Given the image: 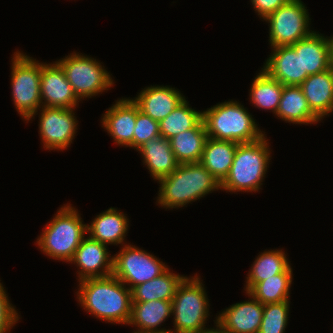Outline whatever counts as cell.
I'll return each mask as SVG.
<instances>
[{
  "label": "cell",
  "mask_w": 333,
  "mask_h": 333,
  "mask_svg": "<svg viewBox=\"0 0 333 333\" xmlns=\"http://www.w3.org/2000/svg\"><path fill=\"white\" fill-rule=\"evenodd\" d=\"M79 303L100 320L128 324L132 309L131 290L117 277L86 278L79 281Z\"/></svg>",
  "instance_id": "6da1fadb"
},
{
  "label": "cell",
  "mask_w": 333,
  "mask_h": 333,
  "mask_svg": "<svg viewBox=\"0 0 333 333\" xmlns=\"http://www.w3.org/2000/svg\"><path fill=\"white\" fill-rule=\"evenodd\" d=\"M160 183L157 202L164 208H178L220 189V183L199 163H182Z\"/></svg>",
  "instance_id": "7a4b0ae2"
},
{
  "label": "cell",
  "mask_w": 333,
  "mask_h": 333,
  "mask_svg": "<svg viewBox=\"0 0 333 333\" xmlns=\"http://www.w3.org/2000/svg\"><path fill=\"white\" fill-rule=\"evenodd\" d=\"M264 135L257 141L239 143L233 163L220 190L226 192L259 191L270 162V148Z\"/></svg>",
  "instance_id": "3957f363"
},
{
  "label": "cell",
  "mask_w": 333,
  "mask_h": 333,
  "mask_svg": "<svg viewBox=\"0 0 333 333\" xmlns=\"http://www.w3.org/2000/svg\"><path fill=\"white\" fill-rule=\"evenodd\" d=\"M203 122L208 137L216 140L248 143L265 135L246 108L233 100L203 111Z\"/></svg>",
  "instance_id": "277c9868"
},
{
  "label": "cell",
  "mask_w": 333,
  "mask_h": 333,
  "mask_svg": "<svg viewBox=\"0 0 333 333\" xmlns=\"http://www.w3.org/2000/svg\"><path fill=\"white\" fill-rule=\"evenodd\" d=\"M70 204L64 205L46 225L36 244L47 256L69 262L87 234V225Z\"/></svg>",
  "instance_id": "5b68a950"
},
{
  "label": "cell",
  "mask_w": 333,
  "mask_h": 333,
  "mask_svg": "<svg viewBox=\"0 0 333 333\" xmlns=\"http://www.w3.org/2000/svg\"><path fill=\"white\" fill-rule=\"evenodd\" d=\"M209 300L197 274L185 277L172 299L174 332L198 333L205 330L209 314Z\"/></svg>",
  "instance_id": "8992f818"
},
{
  "label": "cell",
  "mask_w": 333,
  "mask_h": 333,
  "mask_svg": "<svg viewBox=\"0 0 333 333\" xmlns=\"http://www.w3.org/2000/svg\"><path fill=\"white\" fill-rule=\"evenodd\" d=\"M16 51L12 58L11 87L14 106L27 122L42 107L40 80L42 63Z\"/></svg>",
  "instance_id": "52a82bcc"
},
{
  "label": "cell",
  "mask_w": 333,
  "mask_h": 333,
  "mask_svg": "<svg viewBox=\"0 0 333 333\" xmlns=\"http://www.w3.org/2000/svg\"><path fill=\"white\" fill-rule=\"evenodd\" d=\"M65 71L68 82L80 100L91 98L113 86V79L96 59L72 53L57 61Z\"/></svg>",
  "instance_id": "ba28073f"
},
{
  "label": "cell",
  "mask_w": 333,
  "mask_h": 333,
  "mask_svg": "<svg viewBox=\"0 0 333 333\" xmlns=\"http://www.w3.org/2000/svg\"><path fill=\"white\" fill-rule=\"evenodd\" d=\"M309 14L301 0H289L264 21L269 23V42L272 48L290 46L314 31L309 29Z\"/></svg>",
  "instance_id": "9c48e42d"
},
{
  "label": "cell",
  "mask_w": 333,
  "mask_h": 333,
  "mask_svg": "<svg viewBox=\"0 0 333 333\" xmlns=\"http://www.w3.org/2000/svg\"><path fill=\"white\" fill-rule=\"evenodd\" d=\"M156 256L133 245H126L113 256L112 275L132 290L135 286L150 281L164 273L168 267Z\"/></svg>",
  "instance_id": "30bf717a"
},
{
  "label": "cell",
  "mask_w": 333,
  "mask_h": 333,
  "mask_svg": "<svg viewBox=\"0 0 333 333\" xmlns=\"http://www.w3.org/2000/svg\"><path fill=\"white\" fill-rule=\"evenodd\" d=\"M39 132L44 148L64 150L71 145L77 130L75 108L41 107Z\"/></svg>",
  "instance_id": "8fae6325"
},
{
  "label": "cell",
  "mask_w": 333,
  "mask_h": 333,
  "mask_svg": "<svg viewBox=\"0 0 333 333\" xmlns=\"http://www.w3.org/2000/svg\"><path fill=\"white\" fill-rule=\"evenodd\" d=\"M40 93L42 106L45 107L76 108L81 101L57 61L53 64L42 63Z\"/></svg>",
  "instance_id": "7c38bea8"
},
{
  "label": "cell",
  "mask_w": 333,
  "mask_h": 333,
  "mask_svg": "<svg viewBox=\"0 0 333 333\" xmlns=\"http://www.w3.org/2000/svg\"><path fill=\"white\" fill-rule=\"evenodd\" d=\"M76 264L79 281L86 278L107 277L113 272V257L107 245L97 240L84 238L69 263Z\"/></svg>",
  "instance_id": "4fadbf2b"
},
{
  "label": "cell",
  "mask_w": 333,
  "mask_h": 333,
  "mask_svg": "<svg viewBox=\"0 0 333 333\" xmlns=\"http://www.w3.org/2000/svg\"><path fill=\"white\" fill-rule=\"evenodd\" d=\"M251 299L235 303L219 313L216 318L226 333H258L264 311V305L255 299L248 292Z\"/></svg>",
  "instance_id": "5bb4252c"
},
{
  "label": "cell",
  "mask_w": 333,
  "mask_h": 333,
  "mask_svg": "<svg viewBox=\"0 0 333 333\" xmlns=\"http://www.w3.org/2000/svg\"><path fill=\"white\" fill-rule=\"evenodd\" d=\"M294 50H301L302 82L309 75L319 74L331 68L332 37L311 33L290 45Z\"/></svg>",
  "instance_id": "9a60e30c"
},
{
  "label": "cell",
  "mask_w": 333,
  "mask_h": 333,
  "mask_svg": "<svg viewBox=\"0 0 333 333\" xmlns=\"http://www.w3.org/2000/svg\"><path fill=\"white\" fill-rule=\"evenodd\" d=\"M137 118V105L132 99L117 100L103 115L102 127L121 146L133 148V134Z\"/></svg>",
  "instance_id": "2e32d148"
},
{
  "label": "cell",
  "mask_w": 333,
  "mask_h": 333,
  "mask_svg": "<svg viewBox=\"0 0 333 333\" xmlns=\"http://www.w3.org/2000/svg\"><path fill=\"white\" fill-rule=\"evenodd\" d=\"M182 95L169 86H150L140 91L132 101L142 113L160 122L185 100Z\"/></svg>",
  "instance_id": "e0dca14e"
},
{
  "label": "cell",
  "mask_w": 333,
  "mask_h": 333,
  "mask_svg": "<svg viewBox=\"0 0 333 333\" xmlns=\"http://www.w3.org/2000/svg\"><path fill=\"white\" fill-rule=\"evenodd\" d=\"M265 62L263 70L284 86H300L302 83L301 50L291 46H277Z\"/></svg>",
  "instance_id": "ac0fdd59"
},
{
  "label": "cell",
  "mask_w": 333,
  "mask_h": 333,
  "mask_svg": "<svg viewBox=\"0 0 333 333\" xmlns=\"http://www.w3.org/2000/svg\"><path fill=\"white\" fill-rule=\"evenodd\" d=\"M300 87L311 111L321 120L333 112V69L309 75Z\"/></svg>",
  "instance_id": "d6986e66"
},
{
  "label": "cell",
  "mask_w": 333,
  "mask_h": 333,
  "mask_svg": "<svg viewBox=\"0 0 333 333\" xmlns=\"http://www.w3.org/2000/svg\"><path fill=\"white\" fill-rule=\"evenodd\" d=\"M143 157L152 178L159 180L170 175L178 166L168 139L158 136L145 142L137 149Z\"/></svg>",
  "instance_id": "ffe728a7"
},
{
  "label": "cell",
  "mask_w": 333,
  "mask_h": 333,
  "mask_svg": "<svg viewBox=\"0 0 333 333\" xmlns=\"http://www.w3.org/2000/svg\"><path fill=\"white\" fill-rule=\"evenodd\" d=\"M129 219L125 214L117 211L116 208L110 207L105 212L100 213L87 225L89 237L99 241L102 244H122L125 240V234L128 231Z\"/></svg>",
  "instance_id": "44dd1931"
},
{
  "label": "cell",
  "mask_w": 333,
  "mask_h": 333,
  "mask_svg": "<svg viewBox=\"0 0 333 333\" xmlns=\"http://www.w3.org/2000/svg\"><path fill=\"white\" fill-rule=\"evenodd\" d=\"M171 315L172 301L153 300L147 302H132L131 316L128 325L138 327L137 332L171 333V329L157 328Z\"/></svg>",
  "instance_id": "7402d4cb"
},
{
  "label": "cell",
  "mask_w": 333,
  "mask_h": 333,
  "mask_svg": "<svg viewBox=\"0 0 333 333\" xmlns=\"http://www.w3.org/2000/svg\"><path fill=\"white\" fill-rule=\"evenodd\" d=\"M239 143L207 138L200 163L221 184L227 177Z\"/></svg>",
  "instance_id": "603a6c76"
},
{
  "label": "cell",
  "mask_w": 333,
  "mask_h": 333,
  "mask_svg": "<svg viewBox=\"0 0 333 333\" xmlns=\"http://www.w3.org/2000/svg\"><path fill=\"white\" fill-rule=\"evenodd\" d=\"M276 116L294 124H315L321 121L311 111L300 86H284Z\"/></svg>",
  "instance_id": "cb8c5ba5"
},
{
  "label": "cell",
  "mask_w": 333,
  "mask_h": 333,
  "mask_svg": "<svg viewBox=\"0 0 333 333\" xmlns=\"http://www.w3.org/2000/svg\"><path fill=\"white\" fill-rule=\"evenodd\" d=\"M207 138L208 135L202 119L194 128L180 132L169 139V142L180 164L199 163Z\"/></svg>",
  "instance_id": "d4e9b609"
},
{
  "label": "cell",
  "mask_w": 333,
  "mask_h": 333,
  "mask_svg": "<svg viewBox=\"0 0 333 333\" xmlns=\"http://www.w3.org/2000/svg\"><path fill=\"white\" fill-rule=\"evenodd\" d=\"M185 277L171 272L168 268L160 276L135 286L131 290L132 302L172 301L179 284Z\"/></svg>",
  "instance_id": "484cf974"
},
{
  "label": "cell",
  "mask_w": 333,
  "mask_h": 333,
  "mask_svg": "<svg viewBox=\"0 0 333 333\" xmlns=\"http://www.w3.org/2000/svg\"><path fill=\"white\" fill-rule=\"evenodd\" d=\"M291 265L283 272L271 276L259 283H246L245 291L263 305L289 300L292 284Z\"/></svg>",
  "instance_id": "4316f807"
},
{
  "label": "cell",
  "mask_w": 333,
  "mask_h": 333,
  "mask_svg": "<svg viewBox=\"0 0 333 333\" xmlns=\"http://www.w3.org/2000/svg\"><path fill=\"white\" fill-rule=\"evenodd\" d=\"M284 85L269 76L263 69L254 78L250 88V102L257 108L277 112Z\"/></svg>",
  "instance_id": "83f0119b"
},
{
  "label": "cell",
  "mask_w": 333,
  "mask_h": 333,
  "mask_svg": "<svg viewBox=\"0 0 333 333\" xmlns=\"http://www.w3.org/2000/svg\"><path fill=\"white\" fill-rule=\"evenodd\" d=\"M203 119V112L189 107L185 99L166 118L159 122L160 136L171 139L180 132L194 128Z\"/></svg>",
  "instance_id": "f1b7e54d"
},
{
  "label": "cell",
  "mask_w": 333,
  "mask_h": 333,
  "mask_svg": "<svg viewBox=\"0 0 333 333\" xmlns=\"http://www.w3.org/2000/svg\"><path fill=\"white\" fill-rule=\"evenodd\" d=\"M288 258L282 250H268L255 259L246 283H259L273 275L283 273L289 266Z\"/></svg>",
  "instance_id": "f546056e"
},
{
  "label": "cell",
  "mask_w": 333,
  "mask_h": 333,
  "mask_svg": "<svg viewBox=\"0 0 333 333\" xmlns=\"http://www.w3.org/2000/svg\"><path fill=\"white\" fill-rule=\"evenodd\" d=\"M290 300L264 305L258 333H284L289 320Z\"/></svg>",
  "instance_id": "4dcf8cb0"
},
{
  "label": "cell",
  "mask_w": 333,
  "mask_h": 333,
  "mask_svg": "<svg viewBox=\"0 0 333 333\" xmlns=\"http://www.w3.org/2000/svg\"><path fill=\"white\" fill-rule=\"evenodd\" d=\"M133 132V148L137 150L148 140L160 136L159 122L142 113L137 106V118Z\"/></svg>",
  "instance_id": "1f68e13d"
},
{
  "label": "cell",
  "mask_w": 333,
  "mask_h": 333,
  "mask_svg": "<svg viewBox=\"0 0 333 333\" xmlns=\"http://www.w3.org/2000/svg\"><path fill=\"white\" fill-rule=\"evenodd\" d=\"M19 319L17 310L10 303L6 291L0 283V333L10 332Z\"/></svg>",
  "instance_id": "d6a6232c"
},
{
  "label": "cell",
  "mask_w": 333,
  "mask_h": 333,
  "mask_svg": "<svg viewBox=\"0 0 333 333\" xmlns=\"http://www.w3.org/2000/svg\"><path fill=\"white\" fill-rule=\"evenodd\" d=\"M289 0H251L254 11L258 12L259 17L265 19L271 13L277 11Z\"/></svg>",
  "instance_id": "836d02e7"
},
{
  "label": "cell",
  "mask_w": 333,
  "mask_h": 333,
  "mask_svg": "<svg viewBox=\"0 0 333 333\" xmlns=\"http://www.w3.org/2000/svg\"><path fill=\"white\" fill-rule=\"evenodd\" d=\"M214 323L216 324V329L215 328H210V329H205L202 330L201 332L198 333H226V331L218 324L216 323V321H214Z\"/></svg>",
  "instance_id": "e575fe53"
},
{
  "label": "cell",
  "mask_w": 333,
  "mask_h": 333,
  "mask_svg": "<svg viewBox=\"0 0 333 333\" xmlns=\"http://www.w3.org/2000/svg\"><path fill=\"white\" fill-rule=\"evenodd\" d=\"M331 68L333 69V36H332V47H331Z\"/></svg>",
  "instance_id": "d590c367"
},
{
  "label": "cell",
  "mask_w": 333,
  "mask_h": 333,
  "mask_svg": "<svg viewBox=\"0 0 333 333\" xmlns=\"http://www.w3.org/2000/svg\"><path fill=\"white\" fill-rule=\"evenodd\" d=\"M134 333H151V332H137V331L135 332V331H134Z\"/></svg>",
  "instance_id": "8d00e7d4"
}]
</instances>
